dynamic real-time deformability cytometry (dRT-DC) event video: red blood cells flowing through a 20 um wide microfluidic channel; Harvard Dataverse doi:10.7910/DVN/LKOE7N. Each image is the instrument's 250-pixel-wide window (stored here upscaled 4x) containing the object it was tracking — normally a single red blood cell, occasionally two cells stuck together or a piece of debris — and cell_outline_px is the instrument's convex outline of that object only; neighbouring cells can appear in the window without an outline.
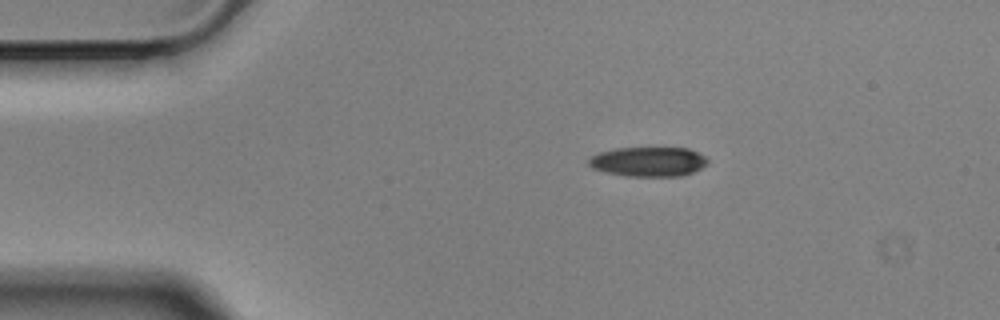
{"species": "Egyptian fruit bat (a non-hibernating species)", "species_latin": "Rousettus aegyptiacus", "temperature_condition": "cold", "stored_images_in_passage": 47, "camera_frame_rate_fps": 3000, "um_per_image_px": 0.085, "animal": {"sex": "male"}, "frame": {"image": 1, "passage_image": 1, "time_ms": 0.0, "image_size_px": [1000, 320], "cell_outline_px": [[708, 164], [692, 172], [680, 176], [628, 176], [604, 172], [592, 168], [588, 164], [588, 160], [592, 156], [600, 152], [616, 148], [688, 148], [704, 156], [708, 160]], "centroid_in_image_um": [55.1, 13.74], "position_along_channel_um": 29.9, "area_um2": 20.4}}
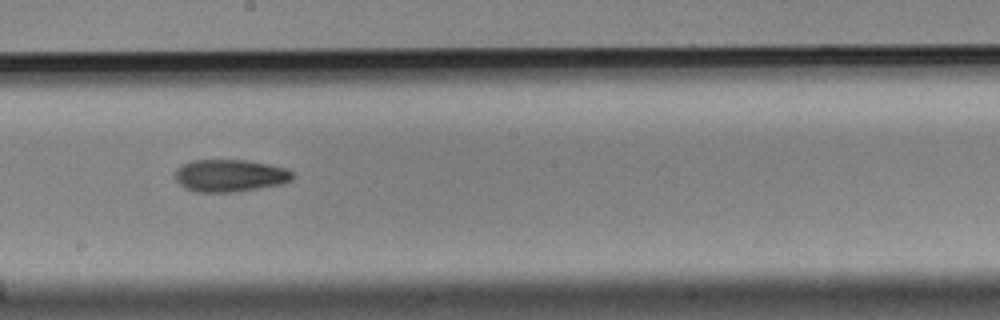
{"frame": {"image": 2, "passage_image": 22, "time_ms": 7.0, "image_size_px": [1000, 320], "cell_outline_px": [[292, 180], [280, 184], [260, 188], [232, 192], [196, 192], [184, 188], [176, 180], [176, 168], [180, 164], [192, 160], [244, 160], [268, 164], [288, 168], [292, 172]], "centroid_in_image_um": [19.52, 14.92], "position_along_channel_um": 228.7, "area_um2": 22.2}}
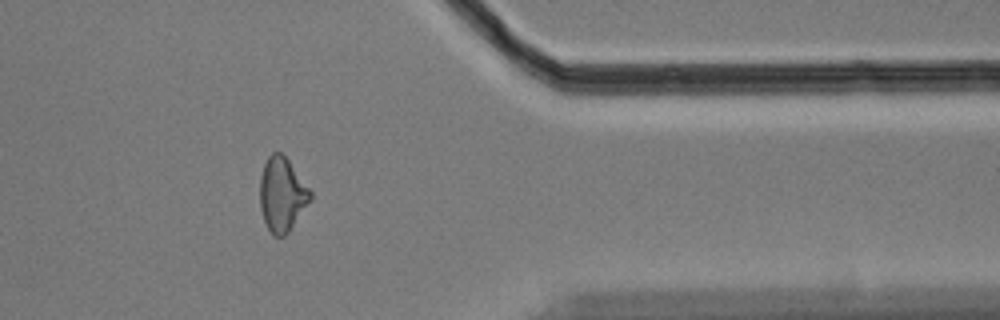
{"frame": {"image": 3, "passage_image": 37, "time_ms": 12.0, "image_size_px": [1000, 320], "cell_outline_px": [[312, 200], [288, 232], [284, 236], [272, 236], [264, 220], [260, 208], [260, 176], [264, 164], [268, 156], [272, 152], [280, 152], [288, 160], [312, 192]], "centroid_in_image_um": [23.97, 16.54], "position_along_channel_um": 387.4, "area_um2": 21.73}, "authors_computed_cell_mechanics": {"area_um2": 21.964, "velocity_mm_per_s": 3.5288, "shape_relaxation_time_tau1_ms": 3.5692, "shape_relaxation_time_tau2_ms": null, "deformation_change_tau1": 0.1557, "deformation_change_tau2": null}}